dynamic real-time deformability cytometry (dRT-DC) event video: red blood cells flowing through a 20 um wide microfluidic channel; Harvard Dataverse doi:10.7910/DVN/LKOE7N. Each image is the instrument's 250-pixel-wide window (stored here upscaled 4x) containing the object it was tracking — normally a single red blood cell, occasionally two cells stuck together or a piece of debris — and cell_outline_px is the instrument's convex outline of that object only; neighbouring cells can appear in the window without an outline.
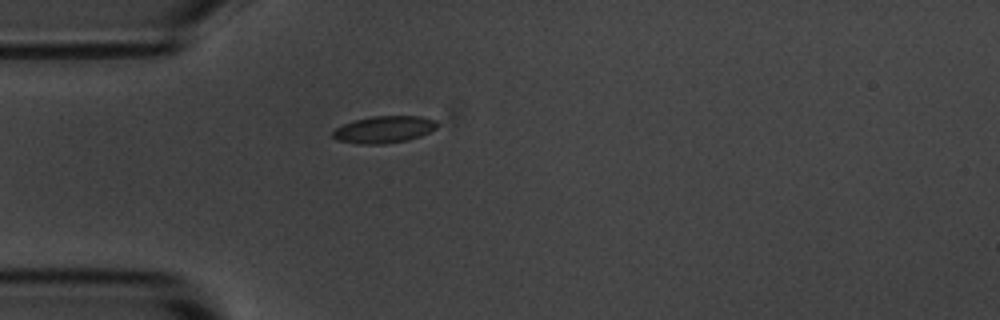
{"species": "common noctule bat (a hibernating species)", "species_latin": "Nyctalus noctula", "temperature_condition": "room temperature", "stored_images_in_passage": 1, "camera_frame_rate_fps": 3000, "um_per_image_px": 0.085, "animal": {"sex": "male", "body_mass_g": 20.1, "forearm_length_mm": 53.5}, "frame": {"image": 1, "passage_image": 1, "time_ms": 0.0, "image_size_px": [1000, 320], "cell_outline_px": [[436, 128], [420, 136], [408, 140], [384, 144], [356, 144], [336, 140], [332, 136], [332, 132], [336, 128], [352, 120], [372, 116], [420, 116], [436, 120]], "centroid_in_image_um": [32.6, 11.01], "position_along_channel_um": 52.4, "area_um2": 16.47}}